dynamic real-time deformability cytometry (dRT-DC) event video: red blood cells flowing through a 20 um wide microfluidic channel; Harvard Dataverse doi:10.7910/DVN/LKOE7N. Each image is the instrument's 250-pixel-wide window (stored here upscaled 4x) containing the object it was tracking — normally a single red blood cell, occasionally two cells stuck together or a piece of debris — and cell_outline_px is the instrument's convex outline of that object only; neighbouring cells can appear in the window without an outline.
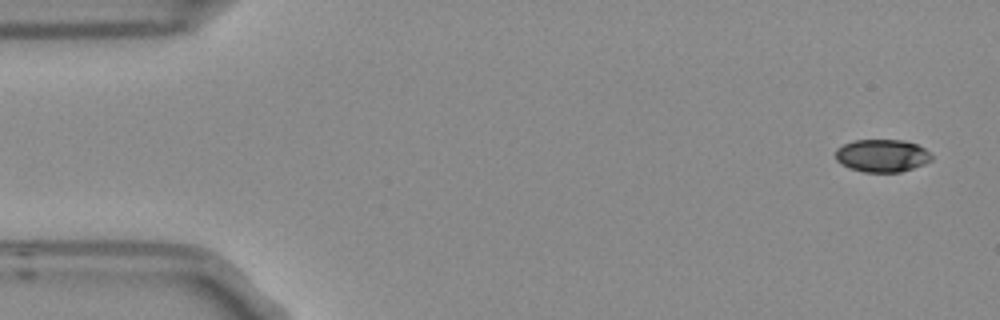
{"species": "Egyptian fruit bat (a non-hibernating species)", "species_latin": "Rousettus aegyptiacus", "temperature_condition": "room temperature", "stored_images_in_passage": 8, "camera_frame_rate_fps": 3000, "um_per_image_px": 0.085, "frame": {"image": 1, "passage_image": 1, "time_ms": 0.0, "image_size_px": [1000, 320], "cell_outline_px": [[932, 160], [924, 164], [900, 172], [864, 172], [848, 168], [840, 164], [836, 160], [836, 148], [844, 144], [856, 140], [904, 140], [916, 144], [924, 148], [932, 156]], "centroid_in_image_um": [74.95, 13.23], "position_along_channel_um": 10.0, "area_um2": 18.32}}
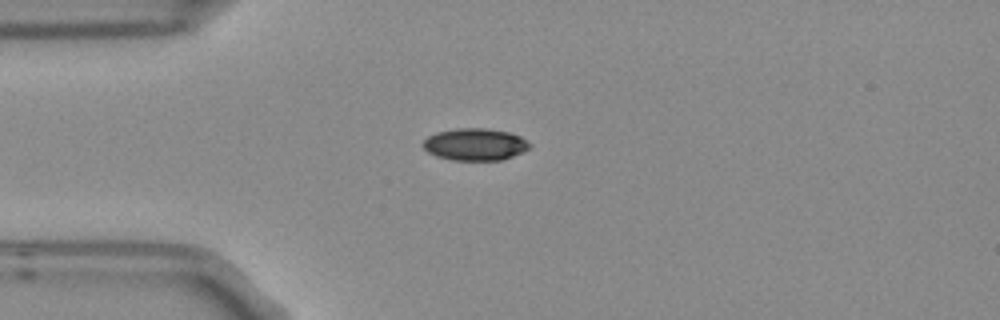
{"frame": {"image": 2, "passage_image": 4, "time_ms": 1.0, "image_size_px": [1000, 320], "cell_outline_px": [[532, 144], [528, 148], [512, 156], [500, 160], [452, 160], [436, 156], [428, 152], [424, 148], [424, 140], [428, 136], [436, 132], [456, 128], [488, 128], [508, 132], [520, 136], [528, 140]], "centroid_in_image_um": [40.38, 12.26], "position_along_channel_um": 44.6, "area_um2": 19.88}}